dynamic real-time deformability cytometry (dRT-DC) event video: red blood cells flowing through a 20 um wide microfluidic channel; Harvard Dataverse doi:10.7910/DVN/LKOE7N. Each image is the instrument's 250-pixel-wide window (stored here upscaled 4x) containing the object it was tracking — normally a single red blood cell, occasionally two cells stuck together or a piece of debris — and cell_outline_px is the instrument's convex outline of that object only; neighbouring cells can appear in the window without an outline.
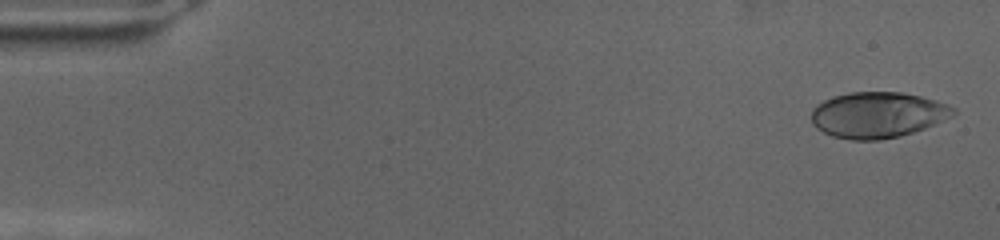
{"species": "human", "species_latin": "Homo sapiens", "temperature_condition": "cold", "stored_images_in_passage": 70, "camera_frame_rate_fps": 3000, "um_per_image_px": 0.085, "donor": {"sex": "female"}, "frame": {"image": 1, "passage_image": 2, "time_ms": 0.333, "image_size_px": [1000, 240], "cell_outline_px": [[956, 112], [952, 116], [924, 128], [900, 136], [880, 140], [852, 140], [832, 136], [816, 128], [812, 124], [812, 108], [816, 104], [832, 96], [848, 92], [900, 92], [920, 96], [936, 100], [948, 104], [956, 108]], "centroid_in_image_um": [74.58, 9.76], "position_along_channel_um": 10.4, "area_um2": 38.03}}
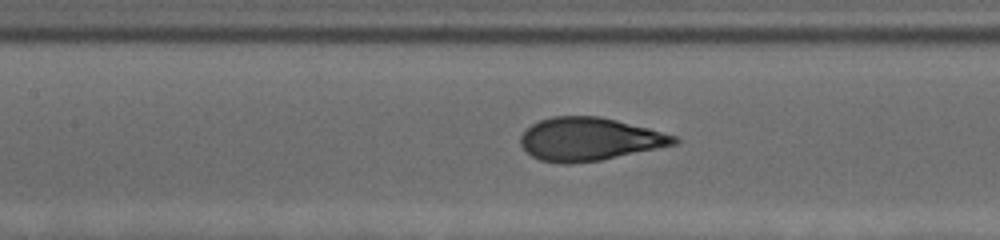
{"frame": {"image": 2, "passage_image": 32, "time_ms": 10.333, "image_size_px": [1000, 240], "cell_outline_px": [[680, 140], [676, 144], [600, 160], [568, 164], [560, 164], [540, 160], [532, 156], [520, 144], [520, 136], [532, 124], [540, 120], [552, 116], [600, 116], [648, 128], [676, 136]], "centroid_in_image_um": [50.07, 11.83], "position_along_channel_um": 157.3, "area_um2": 38.26}}
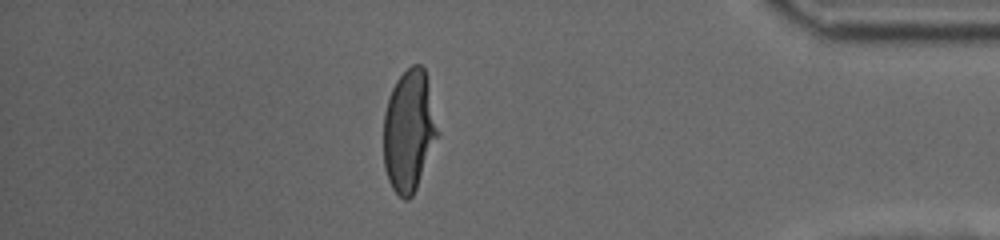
{"frame": {"image": 3, "passage_image": 61, "time_ms": 20.0, "image_size_px": [1000, 240], "cell_outline_px": [[440, 132], [416, 188], [412, 196], [408, 200], [404, 200], [392, 188], [388, 180], [384, 168], [384, 112], [392, 88], [396, 80], [412, 64], [420, 64], [424, 68], [428, 80]], "centroid_in_image_um": [34.78, 11.1], "position_along_channel_um": 400.4, "area_um2": 38.49}}